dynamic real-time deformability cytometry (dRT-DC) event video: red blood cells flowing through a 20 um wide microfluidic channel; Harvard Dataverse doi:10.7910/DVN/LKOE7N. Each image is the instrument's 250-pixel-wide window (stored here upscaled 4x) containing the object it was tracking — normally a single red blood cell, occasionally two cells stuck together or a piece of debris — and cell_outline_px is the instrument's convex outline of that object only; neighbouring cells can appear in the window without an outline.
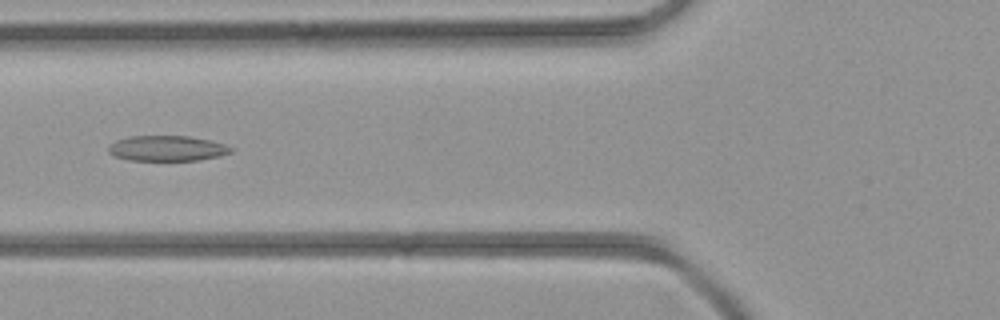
{"species": "common noctule bat (a hibernating species)", "species_latin": "Nyctalus noctula", "temperature_condition": "room temperature", "stored_images_in_passage": 33, "camera_frame_rate_fps": 3000, "um_per_image_px": 0.085, "animal": {"sex": "female", "body_mass_g": 21.9}, "frame": {"image": 1, "passage_image": 6, "time_ms": 1.667, "image_size_px": [1000, 320], "cell_outline_px": [[236, 148], [232, 152], [220, 156], [200, 160], [128, 160], [116, 156], [108, 152], [108, 148], [116, 140], [128, 136], [188, 136], [208, 140], [224, 144]], "centroid_in_image_um": [14.24, 12.61], "position_along_channel_um": 111.6, "area_um2": 18.09}}
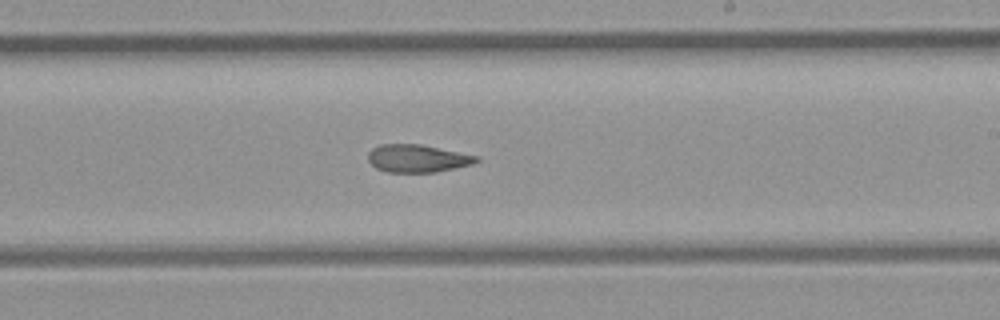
{"frame": {"image": 2, "passage_image": 15, "time_ms": 4.667, "image_size_px": [1000, 320], "cell_outline_px": [[480, 160], [472, 164], [436, 172], [388, 172], [376, 168], [368, 160], [368, 152], [372, 148], [380, 144], [420, 144], [480, 156]], "centroid_in_image_um": [35.49, 13.46], "position_along_channel_um": 253.5, "area_um2": 17.51}}
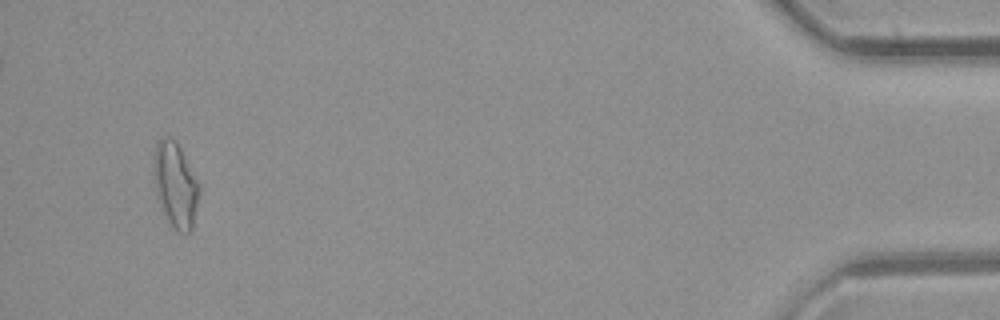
{"frame": {"image": 3, "passage_image": 31, "time_ms": 10.0, "image_size_px": [1000, 320], "cell_outline_px": [[200, 192], [192, 228], [188, 232], [180, 232], [168, 220], [160, 204], [156, 192], [156, 144], [160, 140], [172, 140], [180, 148], [200, 184]], "centroid_in_image_um": [14.98, 15.78], "position_along_channel_um": 420.2, "area_um2": 21.21}}